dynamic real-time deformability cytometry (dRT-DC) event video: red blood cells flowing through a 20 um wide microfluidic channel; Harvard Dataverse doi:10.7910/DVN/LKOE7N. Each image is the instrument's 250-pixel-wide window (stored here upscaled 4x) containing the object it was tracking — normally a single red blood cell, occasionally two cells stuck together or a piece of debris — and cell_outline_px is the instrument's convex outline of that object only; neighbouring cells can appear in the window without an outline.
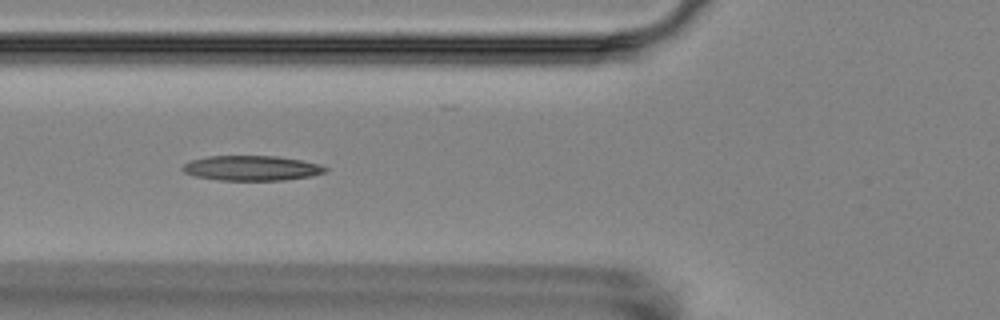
{"species": "Egyptian fruit bat (a non-hibernating species)", "species_latin": "Rousettus aegyptiacus", "temperature_condition": "room temperature", "stored_images_in_passage": 4, "camera_frame_rate_fps": 3000, "um_per_image_px": 0.085, "animal": {"sex": "female"}, "frame": {"image": 1, "passage_image": 4, "time_ms": 3.333, "image_size_px": [1000, 320], "cell_outline_px": [[328, 172], [312, 176], [284, 180], [220, 180], [196, 176], [184, 172], [180, 168], [184, 164], [192, 160], [208, 156], [276, 156], [300, 160], [320, 164], [328, 168]], "centroid_in_image_um": [21.42, 14.29], "position_along_channel_um": 104.4, "area_um2": 20.75}}